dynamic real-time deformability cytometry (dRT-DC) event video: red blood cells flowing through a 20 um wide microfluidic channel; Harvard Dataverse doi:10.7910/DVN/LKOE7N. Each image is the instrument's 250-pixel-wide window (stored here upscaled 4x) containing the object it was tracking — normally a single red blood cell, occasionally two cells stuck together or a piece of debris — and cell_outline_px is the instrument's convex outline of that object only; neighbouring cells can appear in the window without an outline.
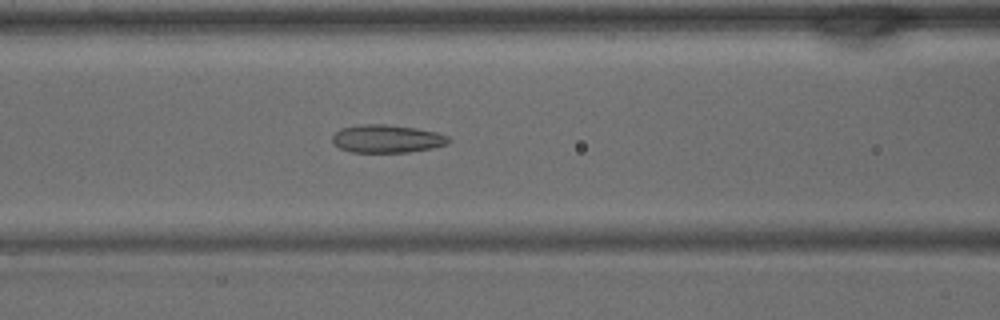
{"species": "common noctule bat (a hibernating species)", "species_latin": "Nyctalus noctula", "temperature_condition": "warm", "stored_images_in_passage": 38, "camera_frame_rate_fps": 3000, "um_per_image_px": 0.085, "animal": {"sex": "male", "body_mass_g": 15.6}, "frame": {"image": 1, "passage_image": 14, "time_ms": 4.333, "image_size_px": [1000, 320], "cell_outline_px": [[452, 140], [448, 144], [432, 148], [408, 152], [352, 152], [340, 148], [332, 140], [332, 136], [340, 128], [356, 124], [388, 124], [416, 128], [436, 132], [448, 136]], "centroid_in_image_um": [32.9, 11.78], "position_along_channel_um": 133.7, "area_um2": 19.07}}
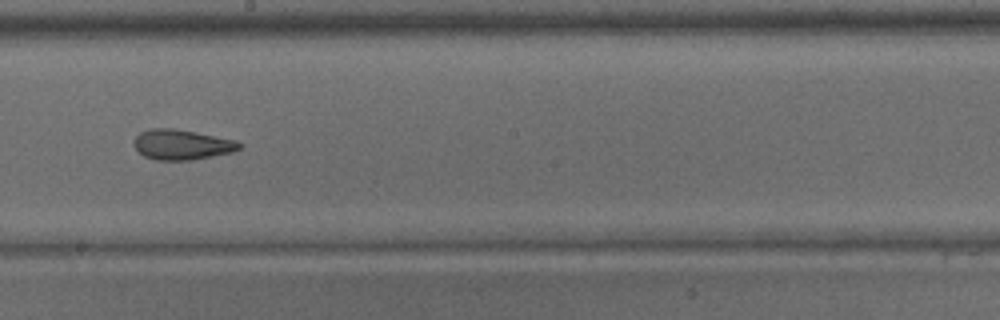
{"frame": {"image": 2, "passage_image": 20, "time_ms": 6.333, "image_size_px": [1000, 320], "cell_outline_px": [[244, 144], [240, 148], [232, 152], [192, 160], [156, 160], [144, 156], [132, 144], [132, 140], [140, 132], [148, 128], [172, 128], [236, 140]], "centroid_in_image_um": [15.43, 12.29], "position_along_channel_um": 232.8, "area_um2": 18.55}}
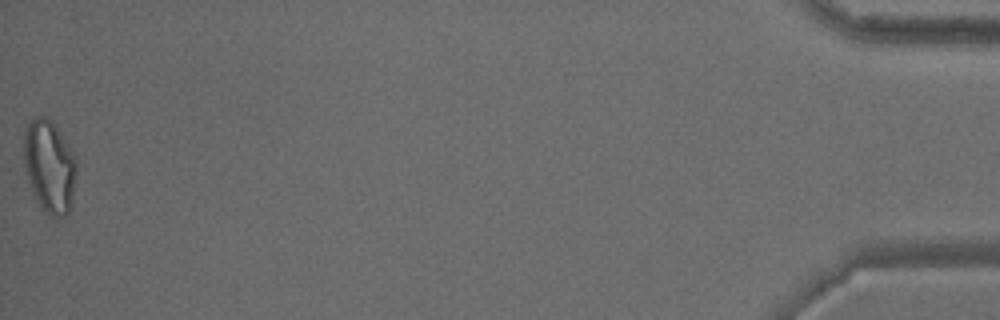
{"frame": {"image": 3, "passage_image": 38, "time_ms": 12.333, "image_size_px": [1000, 320], "cell_outline_px": [[76, 164], [72, 204], [68, 212], [64, 216], [56, 220], [40, 208], [36, 200], [28, 180], [24, 164], [24, 132], [28, 124], [36, 116], [44, 116], [52, 120], [72, 152]], "centroid_in_image_um": [4.19, 14.18], "position_along_channel_um": 431.0, "area_um2": 28.32}}